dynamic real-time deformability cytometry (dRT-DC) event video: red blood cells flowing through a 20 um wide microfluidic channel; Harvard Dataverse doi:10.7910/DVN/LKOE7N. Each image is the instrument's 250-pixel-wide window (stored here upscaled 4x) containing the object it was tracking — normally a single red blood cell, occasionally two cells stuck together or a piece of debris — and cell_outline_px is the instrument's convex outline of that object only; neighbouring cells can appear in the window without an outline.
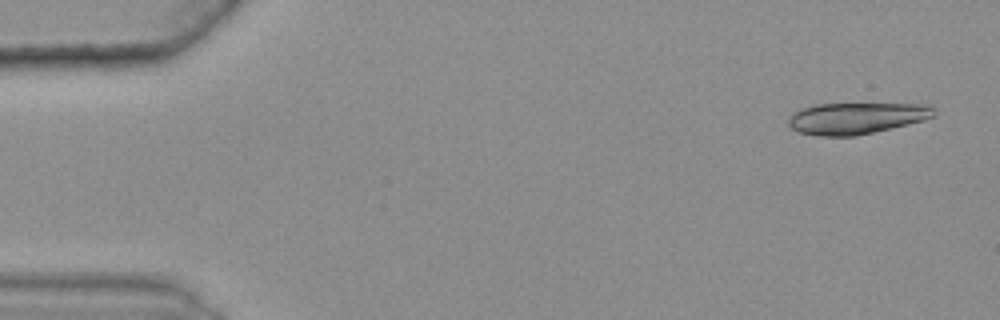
{"species": "common noctule bat (a hibernating species)", "species_latin": "Nyctalus noctula", "temperature_condition": "warm", "stored_images_in_passage": 17, "camera_frame_rate_fps": 3000, "um_per_image_px": 0.085, "animal": {"sex": "female", "body_mass_g": 25.1}, "frame": {"image": 1, "passage_image": 3, "time_ms": 0.667, "image_size_px": [1000, 320], "cell_outline_px": [[936, 116], [924, 120], [856, 136], [816, 136], [800, 132], [792, 128], [788, 124], [788, 120], [792, 112], [816, 104], [924, 104], [932, 108], [936, 112]], "centroid_in_image_um": [72.77, 10.05], "position_along_channel_um": 12.2, "area_um2": 26.53}}
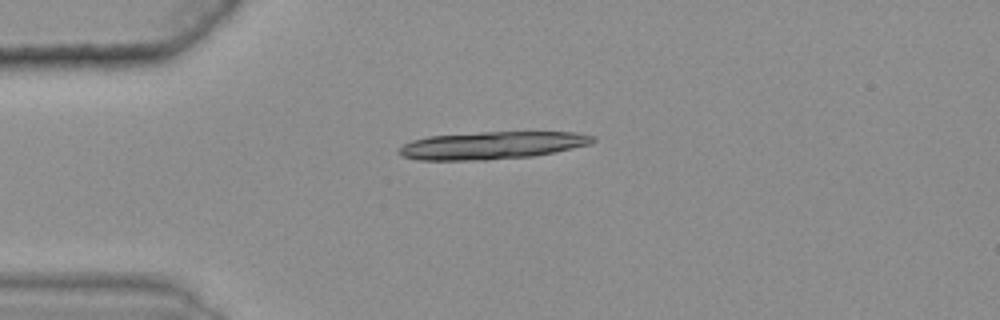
{"frame": {"image": 2, "passage_image": 14, "time_ms": 4.333, "image_size_px": [1000, 320], "cell_outline_px": [[596, 140], [592, 144], [532, 156], [484, 160], [416, 160], [400, 156], [396, 152], [404, 144], [412, 140], [428, 136], [480, 132], [576, 132], [596, 136]], "centroid_in_image_um": [41.79, 12.35], "position_along_channel_um": 43.2, "area_um2": 31.27}}